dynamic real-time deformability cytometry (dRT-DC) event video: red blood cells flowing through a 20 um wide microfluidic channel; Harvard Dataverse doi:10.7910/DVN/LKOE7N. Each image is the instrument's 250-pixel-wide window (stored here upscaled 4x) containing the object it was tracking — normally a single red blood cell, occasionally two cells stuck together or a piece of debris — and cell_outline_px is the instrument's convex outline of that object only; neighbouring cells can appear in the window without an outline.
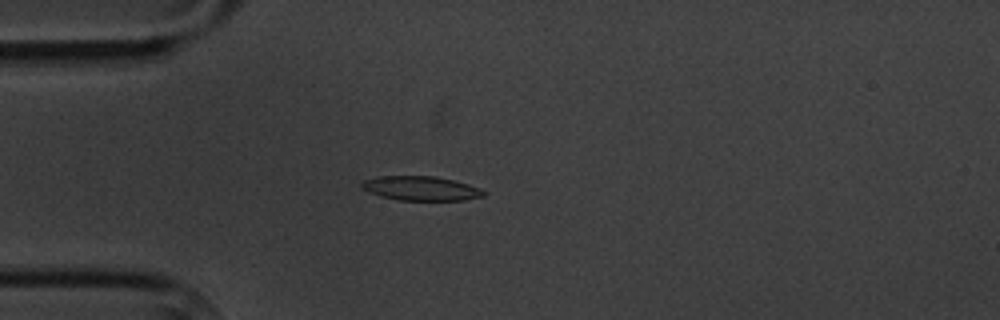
{"species": "common noctule bat (a hibernating species)", "species_latin": "Nyctalus noctula", "temperature_condition": "cold", "stored_images_in_passage": 4, "camera_frame_rate_fps": 3000, "um_per_image_px": 0.085, "animal": {"sex": "male", "body_mass_g": 20.1, "forearm_length_mm": 53.5}, "frame": {"image": 1, "passage_image": 4, "time_ms": 3.333, "image_size_px": [1000, 320], "cell_outline_px": [[484, 196], [464, 200], [396, 200], [380, 196], [368, 192], [360, 188], [360, 184], [364, 180], [376, 176], [436, 176], [468, 184], [480, 188], [484, 192]], "centroid_in_image_um": [35.72, 16.01], "position_along_channel_um": 49.3, "area_um2": 17.34}}